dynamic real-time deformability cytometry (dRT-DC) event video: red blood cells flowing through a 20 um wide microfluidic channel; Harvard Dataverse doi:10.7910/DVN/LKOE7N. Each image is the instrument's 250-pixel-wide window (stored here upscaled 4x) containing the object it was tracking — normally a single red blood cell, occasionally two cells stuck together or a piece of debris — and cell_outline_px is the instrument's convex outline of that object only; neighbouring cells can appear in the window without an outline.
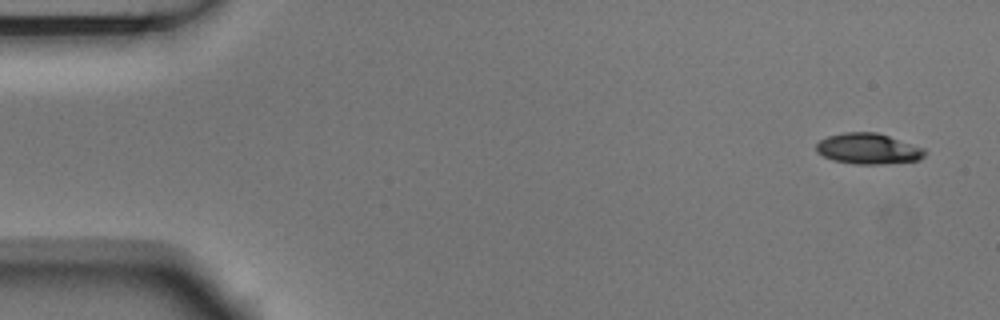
{"species": "Egyptian fruit bat (a non-hibernating species)", "species_latin": "Rousettus aegyptiacus", "temperature_condition": "room temperature", "stored_images_in_passage": 8, "camera_frame_rate_fps": 3000, "um_per_image_px": 0.085, "animal": {"sex": "male"}, "frame": {"image": 1, "passage_image": 1, "time_ms": 0.0, "image_size_px": [1000, 320], "cell_outline_px": [[928, 152], [920, 160], [876, 164], [856, 164], [832, 160], [816, 152], [816, 144], [820, 140], [828, 136], [844, 132], [876, 132], [924, 148]], "centroid_in_image_um": [73.79, 12.64], "position_along_channel_um": 11.2, "area_um2": 19.36}}
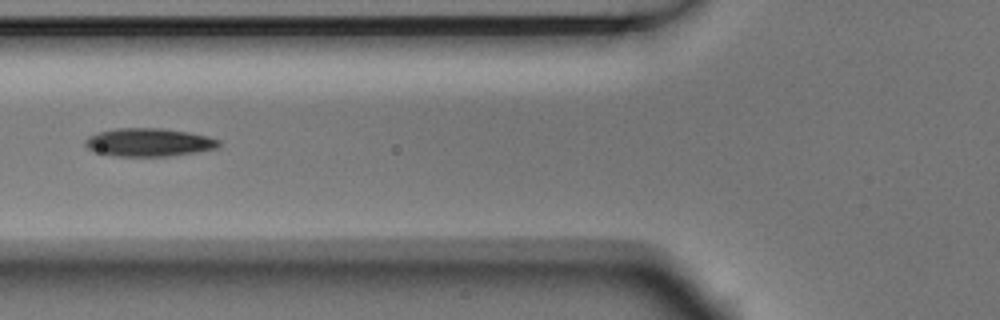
{"frame": {"image": 2, "passage_image": 6, "time_ms": 1.667, "image_size_px": [1000, 320], "cell_outline_px": [[220, 144], [216, 148], [200, 152], [168, 156], [112, 156], [92, 152], [84, 144], [84, 140], [88, 136], [100, 132], [116, 128], [160, 128], [188, 132], [208, 136], [220, 140]], "centroid_in_image_um": [12.63, 12.11], "position_along_channel_um": 113.2, "area_um2": 22.14}}
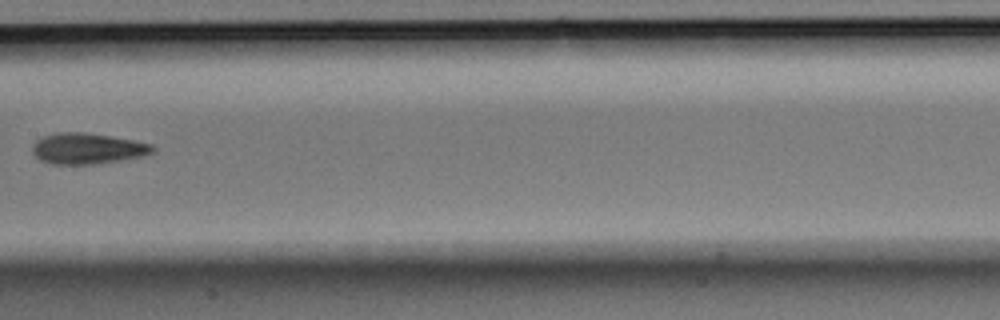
{"frame": {"image": 3, "passage_image": 8, "time_ms": 2.333, "image_size_px": [1000, 320], "cell_outline_px": [[156, 152], [144, 156], [124, 160], [96, 164], [52, 164], [40, 160], [32, 152], [32, 144], [36, 140], [44, 136], [56, 132], [84, 132], [132, 140], [152, 144], [156, 148]], "centroid_in_image_um": [7.45, 12.63], "position_along_channel_um": 199.9, "area_um2": 21.85}}